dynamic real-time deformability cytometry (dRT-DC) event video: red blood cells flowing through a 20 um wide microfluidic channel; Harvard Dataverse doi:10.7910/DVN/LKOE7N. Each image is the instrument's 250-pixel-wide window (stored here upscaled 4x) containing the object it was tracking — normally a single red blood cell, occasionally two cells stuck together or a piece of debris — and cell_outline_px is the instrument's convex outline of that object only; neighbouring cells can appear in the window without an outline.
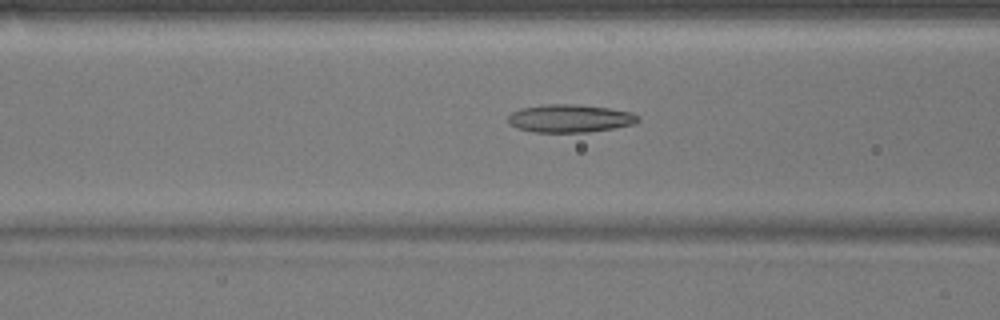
{"species": "common noctule bat (a hibernating species)", "species_latin": "Nyctalus noctula", "temperature_condition": "warm", "stored_images_in_passage": 42, "camera_frame_rate_fps": 3000, "um_per_image_px": 0.085, "animal": {"sex": "male", "body_mass_g": 17.9}, "frame": {"image": 1, "passage_image": 20, "time_ms": 6.333, "image_size_px": [1000, 320], "cell_outline_px": [[640, 120], [632, 124], [612, 128], [588, 132], [532, 132], [516, 128], [508, 124], [508, 116], [512, 112], [520, 108], [544, 104], [576, 104], [608, 108], [632, 112], [640, 116]], "centroid_in_image_um": [48.4, 10.06], "position_along_channel_um": 118.2, "area_um2": 21.27}}
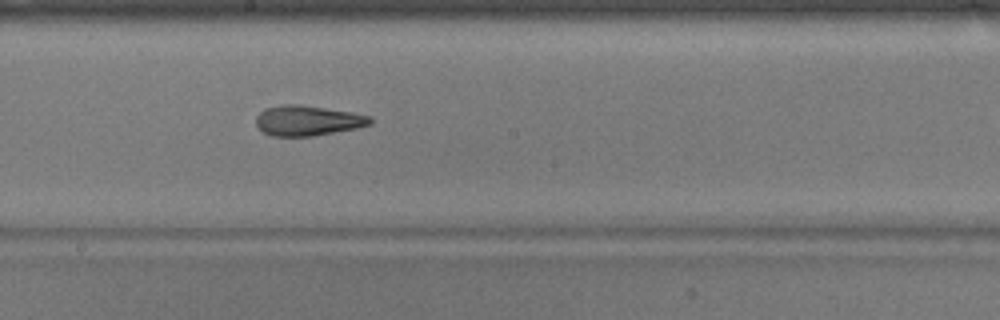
{"frame": {"image": 2, "passage_image": 28, "time_ms": 9.0, "image_size_px": [1000, 320], "cell_outline_px": [[372, 124], [356, 128], [312, 136], [272, 136], [264, 132], [256, 124], [256, 116], [264, 108], [280, 104], [300, 104], [352, 112], [372, 116]], "centroid_in_image_um": [26.15, 10.23], "position_along_channel_um": 222.1, "area_um2": 20.17}}
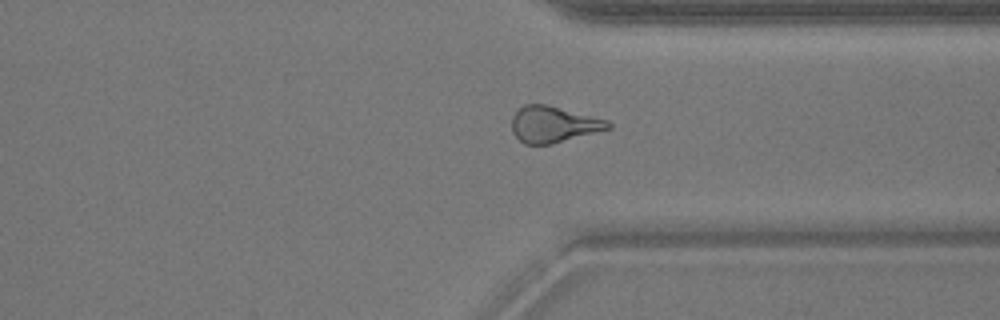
{"frame": {"image": 3, "passage_image": 39, "time_ms": 12.667, "image_size_px": [1000, 320], "cell_outline_px": [[612, 128], [552, 144], [524, 144], [512, 132], [512, 116], [524, 104], [544, 104], [608, 120], [612, 124]], "centroid_in_image_um": [47.04, 10.58], "position_along_channel_um": 364.4, "area_um2": 20.17}}